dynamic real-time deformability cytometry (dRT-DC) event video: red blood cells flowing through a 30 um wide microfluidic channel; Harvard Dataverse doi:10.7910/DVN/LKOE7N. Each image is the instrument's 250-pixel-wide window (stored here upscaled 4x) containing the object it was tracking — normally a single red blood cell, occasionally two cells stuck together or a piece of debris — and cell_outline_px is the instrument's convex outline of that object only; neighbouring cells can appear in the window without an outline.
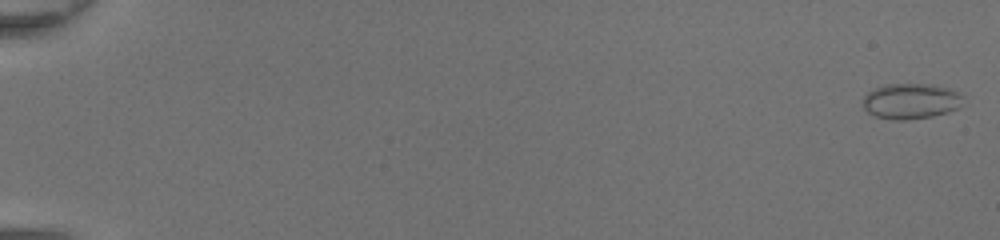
{"species": "common noctule bat (a hibernating species)", "species_latin": "Nyctalus noctula", "temperature_condition": "room temperature", "stored_images_in_passage": 49, "camera_frame_rate_fps": 3000, "um_per_image_px": 0.085, "animal": {"sex": "female", "body_mass_g": 20.0, "forearm_length_mm": 54.0}, "frame": {"image": 1, "passage_image": 1, "time_ms": 0.0, "image_size_px": [1000, 240], "cell_outline_px": [[964, 104], [960, 108], [948, 112], [932, 116], [904, 120], [896, 120], [876, 116], [868, 112], [864, 108], [860, 100], [868, 92], [884, 84], [932, 84], [948, 88], [964, 96]], "centroid_in_image_um": [77.44, 8.59], "position_along_channel_um": 7.6, "area_um2": 20.98}}
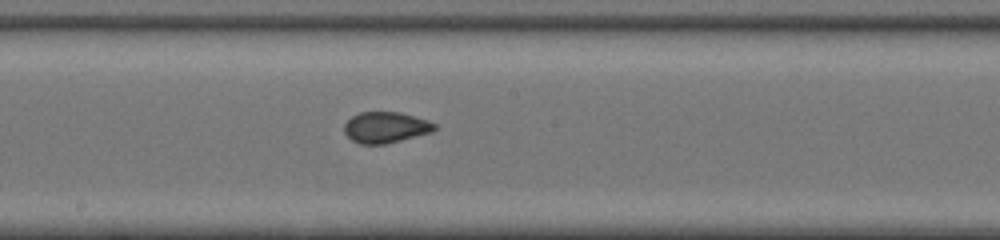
{"frame": {"image": 2, "passage_image": 29, "time_ms": 9.333, "image_size_px": [1000, 240], "cell_outline_px": [[436, 128], [432, 132], [384, 144], [360, 144], [352, 140], [344, 132], [344, 124], [352, 116], [360, 112], [400, 112], [428, 120], [436, 124]], "centroid_in_image_um": [32.77, 10.82], "position_along_channel_um": 215.4, "area_um2": 16.24}}
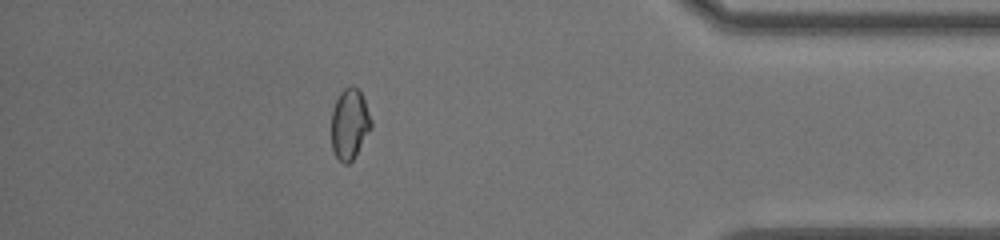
{"frame": {"image": 3, "passage_image": 44, "time_ms": 14.333, "image_size_px": [1000, 240], "cell_outline_px": [[372, 128], [356, 156], [348, 164], [344, 164], [336, 156], [332, 148], [332, 108], [340, 92], [344, 88], [352, 84], [360, 92], [364, 100], [372, 120]], "centroid_in_image_um": [29.73, 10.54], "position_along_channel_um": 405.5, "area_um2": 16.47}, "authors_computed_cell_mechanics": {"area_um2": 16.9354, "velocity_mm_per_s": 4.4402, "shape_relaxation_time_tau1_ms": null, "shape_relaxation_time_tau2_ms": 1.2399, "deformation_change_tau1": null, "deformation_change_tau2": 0.0536}}